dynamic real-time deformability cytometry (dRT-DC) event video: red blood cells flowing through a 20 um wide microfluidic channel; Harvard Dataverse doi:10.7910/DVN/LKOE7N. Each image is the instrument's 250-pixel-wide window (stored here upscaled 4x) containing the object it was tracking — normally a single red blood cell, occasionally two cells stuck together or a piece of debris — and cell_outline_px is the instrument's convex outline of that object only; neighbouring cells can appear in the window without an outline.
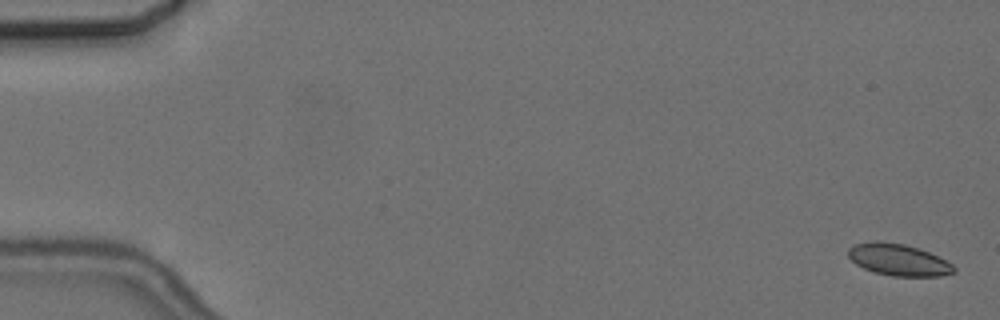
{"species": "common noctule bat (a hibernating species)", "species_latin": "Nyctalus noctula", "temperature_condition": "cold", "stored_images_in_passage": 4, "camera_frame_rate_fps": 3000, "um_per_image_px": 0.085, "animal": {"sex": "female", "body_mass_g": 24.6, "forearm_length_mm": 56.2}, "frame": {"image": 1, "passage_image": 1, "time_ms": 0.0, "image_size_px": [1000, 320], "cell_outline_px": [[956, 272], [940, 276], [892, 276], [876, 272], [864, 268], [856, 264], [848, 256], [848, 248], [856, 244], [876, 240], [904, 244], [928, 252], [952, 264], [956, 268]], "centroid_in_image_um": [76.36, 22.08], "position_along_channel_um": 8.6, "area_um2": 19.31}}